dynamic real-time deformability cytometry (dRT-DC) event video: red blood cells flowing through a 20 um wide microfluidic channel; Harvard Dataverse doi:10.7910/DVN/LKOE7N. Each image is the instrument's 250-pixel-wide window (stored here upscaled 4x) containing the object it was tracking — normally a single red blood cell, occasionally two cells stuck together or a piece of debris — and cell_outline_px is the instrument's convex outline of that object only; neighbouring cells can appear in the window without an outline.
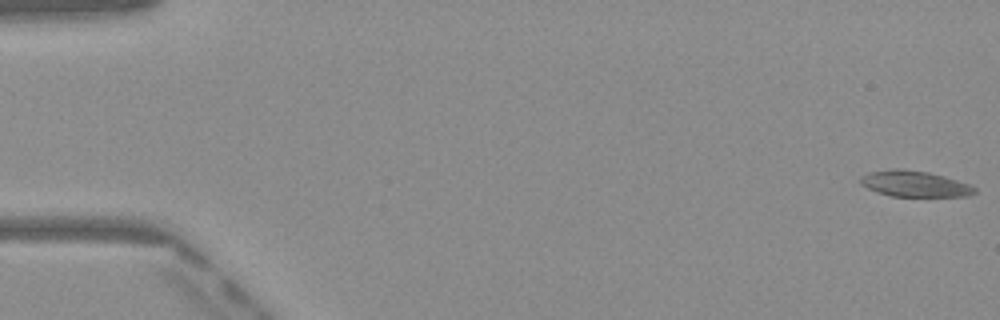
{"species": "Egyptian fruit bat (a non-hibernating species)", "species_latin": "Rousettus aegyptiacus", "temperature_condition": "warm", "stored_images_in_passage": 51, "camera_frame_rate_fps": 3000, "um_per_image_px": 0.085, "frame": {"image": 1, "passage_image": 1, "time_ms": 0.0, "image_size_px": [1000, 320], "cell_outline_px": [[976, 192], [968, 196], [892, 196], [876, 192], [860, 184], [860, 176], [868, 172], [896, 168], [900, 168], [928, 172], [956, 180], [968, 184], [976, 188]], "centroid_in_image_um": [77.69, 15.62], "position_along_channel_um": 7.3, "area_um2": 17.17}}
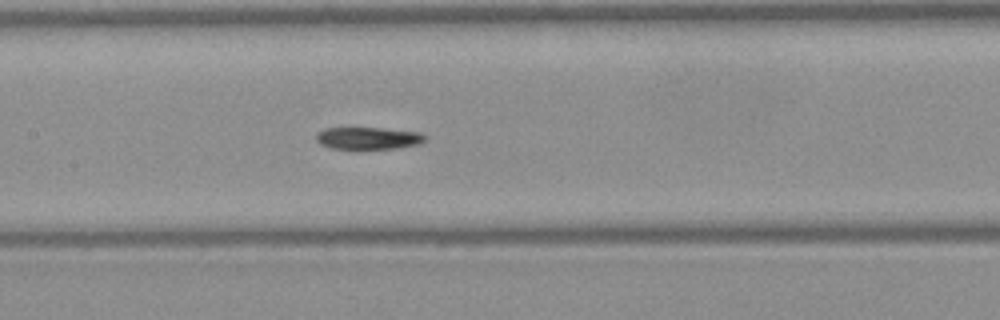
{"frame": {"image": 2, "passage_image": 25, "time_ms": 8.0, "image_size_px": [1000, 320], "cell_outline_px": [[428, 136], [420, 144], [396, 148], [332, 148], [320, 144], [316, 140], [316, 132], [324, 128], [380, 128], [420, 132]], "centroid_in_image_um": [31.3, 11.73], "position_along_channel_um": 176.1, "area_um2": 13.99}}
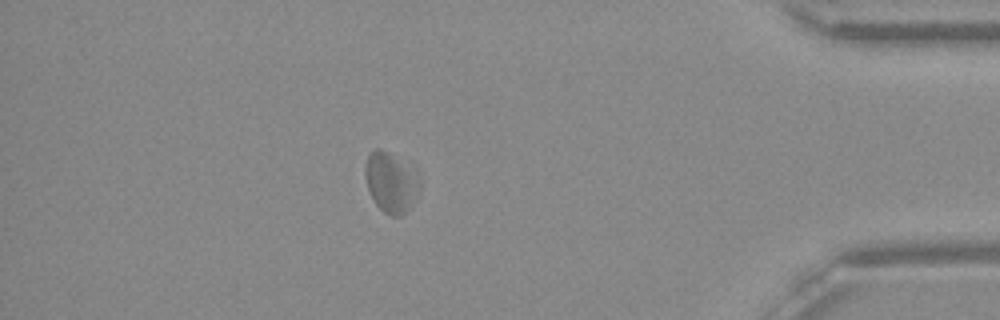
{"frame": {"image": 3, "passage_image": 45, "time_ms": 14.667, "image_size_px": [1000, 320], "cell_outline_px": [[420, 188], [412, 204], [400, 216], [388, 216], [376, 204], [368, 188], [364, 172], [364, 168], [368, 156], [376, 148], [380, 148], [396, 160], [420, 184]], "centroid_in_image_um": [33.14, 15.59], "position_along_channel_um": 402.1, "area_um2": 17.63}}